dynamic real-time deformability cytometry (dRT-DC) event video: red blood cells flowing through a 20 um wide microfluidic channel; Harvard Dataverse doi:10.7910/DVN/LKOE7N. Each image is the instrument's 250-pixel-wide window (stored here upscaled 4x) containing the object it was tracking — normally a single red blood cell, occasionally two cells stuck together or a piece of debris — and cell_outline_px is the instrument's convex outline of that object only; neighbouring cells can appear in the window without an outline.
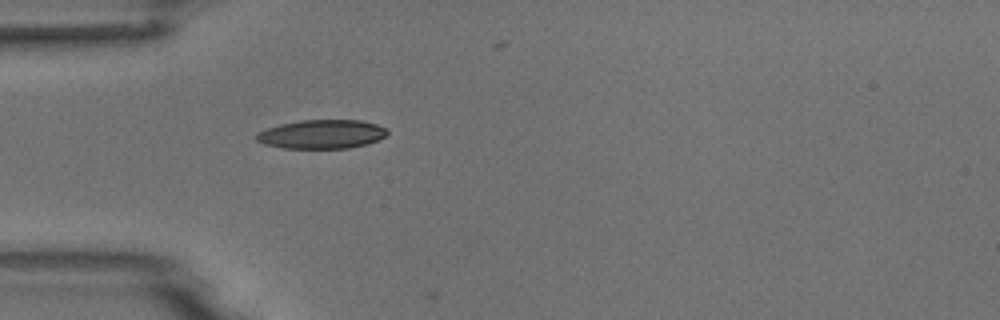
{"species": "common noctule bat (a hibernating species)", "species_latin": "Nyctalus noctula", "temperature_condition": "room temperature", "stored_images_in_passage": 1, "camera_frame_rate_fps": 3000, "um_per_image_px": 0.085, "animal": {"sex": "male", "body_mass_g": 18.8}, "frame": {"image": 1, "passage_image": 1, "time_ms": 0.0, "image_size_px": [1000, 320], "cell_outline_px": [[388, 132], [384, 136], [368, 144], [348, 148], [284, 148], [264, 144], [256, 140], [256, 132], [280, 124], [300, 120], [360, 120], [376, 124], [388, 128]], "centroid_in_image_um": [27.34, 11.4], "position_along_channel_um": 57.7, "area_um2": 22.02}}